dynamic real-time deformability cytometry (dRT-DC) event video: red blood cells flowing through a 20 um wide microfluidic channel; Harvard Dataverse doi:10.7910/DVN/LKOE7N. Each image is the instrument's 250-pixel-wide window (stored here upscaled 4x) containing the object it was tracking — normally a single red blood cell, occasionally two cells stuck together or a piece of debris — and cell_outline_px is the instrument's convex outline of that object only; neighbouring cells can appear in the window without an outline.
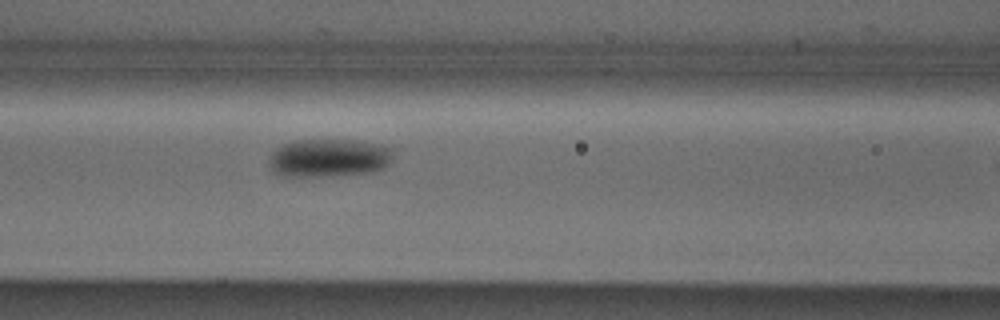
{"species": "Egyptian fruit bat (a non-hibernating species)", "species_latin": "Rousettus aegyptiacus", "temperature_condition": "cold", "stored_images_in_passage": 11, "camera_frame_rate_fps": 3000, "um_per_image_px": 0.085, "animal": {"sex": "male"}, "frame": {"image": 1, "passage_image": 10, "time_ms": 3.0, "image_size_px": [1000, 320], "cell_outline_px": [[392, 160], [384, 168], [372, 172], [332, 176], [280, 176], [272, 172], [268, 160], [272, 152], [276, 148], [292, 140], [352, 140], [380, 144], [392, 148]], "centroid_in_image_um": [27.93, 13.43], "position_along_channel_um": 138.7, "area_um2": 27.92}}